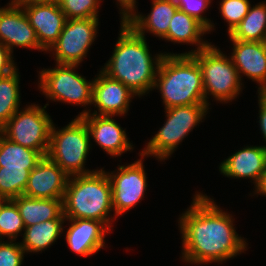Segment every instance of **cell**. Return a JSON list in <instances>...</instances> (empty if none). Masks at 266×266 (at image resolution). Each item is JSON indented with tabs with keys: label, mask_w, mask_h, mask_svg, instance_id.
<instances>
[{
	"label": "cell",
	"mask_w": 266,
	"mask_h": 266,
	"mask_svg": "<svg viewBox=\"0 0 266 266\" xmlns=\"http://www.w3.org/2000/svg\"><path fill=\"white\" fill-rule=\"evenodd\" d=\"M181 215L178 225L183 262L222 264L247 250L248 243L236 233L232 214L223 211L206 194L197 192Z\"/></svg>",
	"instance_id": "6da1fadb"
},
{
	"label": "cell",
	"mask_w": 266,
	"mask_h": 266,
	"mask_svg": "<svg viewBox=\"0 0 266 266\" xmlns=\"http://www.w3.org/2000/svg\"><path fill=\"white\" fill-rule=\"evenodd\" d=\"M120 34L112 56L101 71L111 79L120 81L136 96L142 97L154 90L157 70L164 54L152 56L146 37L138 35L121 21Z\"/></svg>",
	"instance_id": "7a4b0ae2"
},
{
	"label": "cell",
	"mask_w": 266,
	"mask_h": 266,
	"mask_svg": "<svg viewBox=\"0 0 266 266\" xmlns=\"http://www.w3.org/2000/svg\"><path fill=\"white\" fill-rule=\"evenodd\" d=\"M153 89L159 90L164 109L206 104L202 71L191 54H164Z\"/></svg>",
	"instance_id": "3957f363"
},
{
	"label": "cell",
	"mask_w": 266,
	"mask_h": 266,
	"mask_svg": "<svg viewBox=\"0 0 266 266\" xmlns=\"http://www.w3.org/2000/svg\"><path fill=\"white\" fill-rule=\"evenodd\" d=\"M103 169L69 176L63 198L65 218L98 220L112 229L111 222L116 219L110 217L113 210L112 186Z\"/></svg>",
	"instance_id": "277c9868"
},
{
	"label": "cell",
	"mask_w": 266,
	"mask_h": 266,
	"mask_svg": "<svg viewBox=\"0 0 266 266\" xmlns=\"http://www.w3.org/2000/svg\"><path fill=\"white\" fill-rule=\"evenodd\" d=\"M91 146L90 133L85 121L81 117H76L58 130L53 123L47 157L68 176L90 174L96 170L91 171L84 167Z\"/></svg>",
	"instance_id": "5b68a950"
},
{
	"label": "cell",
	"mask_w": 266,
	"mask_h": 266,
	"mask_svg": "<svg viewBox=\"0 0 266 266\" xmlns=\"http://www.w3.org/2000/svg\"><path fill=\"white\" fill-rule=\"evenodd\" d=\"M202 71L205 103L210 105L208 95L221 103L232 102L242 92V79L230 56L223 54L211 43L191 54Z\"/></svg>",
	"instance_id": "8992f818"
},
{
	"label": "cell",
	"mask_w": 266,
	"mask_h": 266,
	"mask_svg": "<svg viewBox=\"0 0 266 266\" xmlns=\"http://www.w3.org/2000/svg\"><path fill=\"white\" fill-rule=\"evenodd\" d=\"M207 104H194L176 106L165 109L166 121L153 136L141 153L145 156H153L159 161L171 156L178 145L189 135L197 124L206 117Z\"/></svg>",
	"instance_id": "52a82bcc"
},
{
	"label": "cell",
	"mask_w": 266,
	"mask_h": 266,
	"mask_svg": "<svg viewBox=\"0 0 266 266\" xmlns=\"http://www.w3.org/2000/svg\"><path fill=\"white\" fill-rule=\"evenodd\" d=\"M38 104L26 105L0 128V133L8 140L24 147L39 151L47 156L50 142V132L53 121L45 110Z\"/></svg>",
	"instance_id": "ba28073f"
},
{
	"label": "cell",
	"mask_w": 266,
	"mask_h": 266,
	"mask_svg": "<svg viewBox=\"0 0 266 266\" xmlns=\"http://www.w3.org/2000/svg\"><path fill=\"white\" fill-rule=\"evenodd\" d=\"M79 65L57 64L39 71L38 88L46 98L73 105L89 106L93 101V84L76 72Z\"/></svg>",
	"instance_id": "9c48e42d"
},
{
	"label": "cell",
	"mask_w": 266,
	"mask_h": 266,
	"mask_svg": "<svg viewBox=\"0 0 266 266\" xmlns=\"http://www.w3.org/2000/svg\"><path fill=\"white\" fill-rule=\"evenodd\" d=\"M99 18L67 19L57 42L51 47L57 64L80 65L93 44Z\"/></svg>",
	"instance_id": "30bf717a"
},
{
	"label": "cell",
	"mask_w": 266,
	"mask_h": 266,
	"mask_svg": "<svg viewBox=\"0 0 266 266\" xmlns=\"http://www.w3.org/2000/svg\"><path fill=\"white\" fill-rule=\"evenodd\" d=\"M138 161L129 165H118L116 171L106 172L112 186L113 215L120 216L137 205L146 191L147 177L143 165V155Z\"/></svg>",
	"instance_id": "8fae6325"
},
{
	"label": "cell",
	"mask_w": 266,
	"mask_h": 266,
	"mask_svg": "<svg viewBox=\"0 0 266 266\" xmlns=\"http://www.w3.org/2000/svg\"><path fill=\"white\" fill-rule=\"evenodd\" d=\"M7 4L0 8V43L12 53L14 47L44 51L21 5L16 0Z\"/></svg>",
	"instance_id": "7c38bea8"
},
{
	"label": "cell",
	"mask_w": 266,
	"mask_h": 266,
	"mask_svg": "<svg viewBox=\"0 0 266 266\" xmlns=\"http://www.w3.org/2000/svg\"><path fill=\"white\" fill-rule=\"evenodd\" d=\"M90 109L83 110L78 116L81 117L89 130L90 138L94 139L104 152L112 157L121 156L127 151H132V143L128 140L123 129L114 116L91 114Z\"/></svg>",
	"instance_id": "4fadbf2b"
},
{
	"label": "cell",
	"mask_w": 266,
	"mask_h": 266,
	"mask_svg": "<svg viewBox=\"0 0 266 266\" xmlns=\"http://www.w3.org/2000/svg\"><path fill=\"white\" fill-rule=\"evenodd\" d=\"M94 78L92 105L97 108L92 114L124 116L136 95L120 81L111 79L101 70Z\"/></svg>",
	"instance_id": "5bb4252c"
},
{
	"label": "cell",
	"mask_w": 266,
	"mask_h": 266,
	"mask_svg": "<svg viewBox=\"0 0 266 266\" xmlns=\"http://www.w3.org/2000/svg\"><path fill=\"white\" fill-rule=\"evenodd\" d=\"M19 4L34 28L41 48L48 52L57 42L67 20L59 4Z\"/></svg>",
	"instance_id": "9a60e30c"
},
{
	"label": "cell",
	"mask_w": 266,
	"mask_h": 266,
	"mask_svg": "<svg viewBox=\"0 0 266 266\" xmlns=\"http://www.w3.org/2000/svg\"><path fill=\"white\" fill-rule=\"evenodd\" d=\"M69 176L47 156L30 172L23 195L32 198L63 199Z\"/></svg>",
	"instance_id": "2e32d148"
},
{
	"label": "cell",
	"mask_w": 266,
	"mask_h": 266,
	"mask_svg": "<svg viewBox=\"0 0 266 266\" xmlns=\"http://www.w3.org/2000/svg\"><path fill=\"white\" fill-rule=\"evenodd\" d=\"M70 224L65 239L72 252L88 257L105 247V236L110 228L102 221L66 218Z\"/></svg>",
	"instance_id": "e0dca14e"
},
{
	"label": "cell",
	"mask_w": 266,
	"mask_h": 266,
	"mask_svg": "<svg viewBox=\"0 0 266 266\" xmlns=\"http://www.w3.org/2000/svg\"><path fill=\"white\" fill-rule=\"evenodd\" d=\"M233 52L230 56L240 79L241 74L259 84L258 92H266V45L264 42H251L230 39Z\"/></svg>",
	"instance_id": "ac0fdd59"
},
{
	"label": "cell",
	"mask_w": 266,
	"mask_h": 266,
	"mask_svg": "<svg viewBox=\"0 0 266 266\" xmlns=\"http://www.w3.org/2000/svg\"><path fill=\"white\" fill-rule=\"evenodd\" d=\"M234 153L221 162L219 171L225 177L250 178L256 186L266 170V146H246Z\"/></svg>",
	"instance_id": "d6986e66"
},
{
	"label": "cell",
	"mask_w": 266,
	"mask_h": 266,
	"mask_svg": "<svg viewBox=\"0 0 266 266\" xmlns=\"http://www.w3.org/2000/svg\"><path fill=\"white\" fill-rule=\"evenodd\" d=\"M151 8L147 16L133 12L124 22L142 37L149 32L163 39L168 34L169 23L178 5L175 0H152Z\"/></svg>",
	"instance_id": "ffe728a7"
},
{
	"label": "cell",
	"mask_w": 266,
	"mask_h": 266,
	"mask_svg": "<svg viewBox=\"0 0 266 266\" xmlns=\"http://www.w3.org/2000/svg\"><path fill=\"white\" fill-rule=\"evenodd\" d=\"M206 33H209L208 29L201 22L178 8L169 23L168 34L163 39L168 42H174V44H195V46L198 47L194 50L181 53L193 54L210 44L207 40L204 41L201 38V36Z\"/></svg>",
	"instance_id": "44dd1931"
},
{
	"label": "cell",
	"mask_w": 266,
	"mask_h": 266,
	"mask_svg": "<svg viewBox=\"0 0 266 266\" xmlns=\"http://www.w3.org/2000/svg\"><path fill=\"white\" fill-rule=\"evenodd\" d=\"M12 200L18 207L25 227L46 220L66 219L63 214V199L32 198L20 195Z\"/></svg>",
	"instance_id": "7402d4cb"
},
{
	"label": "cell",
	"mask_w": 266,
	"mask_h": 266,
	"mask_svg": "<svg viewBox=\"0 0 266 266\" xmlns=\"http://www.w3.org/2000/svg\"><path fill=\"white\" fill-rule=\"evenodd\" d=\"M65 219H52L40 222L24 229L21 247L26 253H38L51 247L63 233Z\"/></svg>",
	"instance_id": "603a6c76"
},
{
	"label": "cell",
	"mask_w": 266,
	"mask_h": 266,
	"mask_svg": "<svg viewBox=\"0 0 266 266\" xmlns=\"http://www.w3.org/2000/svg\"><path fill=\"white\" fill-rule=\"evenodd\" d=\"M44 156L37 150L16 144L0 133V167L4 169H33Z\"/></svg>",
	"instance_id": "cb8c5ba5"
},
{
	"label": "cell",
	"mask_w": 266,
	"mask_h": 266,
	"mask_svg": "<svg viewBox=\"0 0 266 266\" xmlns=\"http://www.w3.org/2000/svg\"><path fill=\"white\" fill-rule=\"evenodd\" d=\"M230 39L264 42L266 36V2L250 6L242 21L228 34Z\"/></svg>",
	"instance_id": "d4e9b609"
},
{
	"label": "cell",
	"mask_w": 266,
	"mask_h": 266,
	"mask_svg": "<svg viewBox=\"0 0 266 266\" xmlns=\"http://www.w3.org/2000/svg\"><path fill=\"white\" fill-rule=\"evenodd\" d=\"M19 84L18 68L11 74L0 77V128L21 109Z\"/></svg>",
	"instance_id": "484cf974"
},
{
	"label": "cell",
	"mask_w": 266,
	"mask_h": 266,
	"mask_svg": "<svg viewBox=\"0 0 266 266\" xmlns=\"http://www.w3.org/2000/svg\"><path fill=\"white\" fill-rule=\"evenodd\" d=\"M32 169L14 170L0 167V197L12 200L23 195Z\"/></svg>",
	"instance_id": "4316f807"
},
{
	"label": "cell",
	"mask_w": 266,
	"mask_h": 266,
	"mask_svg": "<svg viewBox=\"0 0 266 266\" xmlns=\"http://www.w3.org/2000/svg\"><path fill=\"white\" fill-rule=\"evenodd\" d=\"M24 229L25 225L15 202L3 198L0 214V240L7 237L8 240L15 241Z\"/></svg>",
	"instance_id": "83f0119b"
},
{
	"label": "cell",
	"mask_w": 266,
	"mask_h": 266,
	"mask_svg": "<svg viewBox=\"0 0 266 266\" xmlns=\"http://www.w3.org/2000/svg\"><path fill=\"white\" fill-rule=\"evenodd\" d=\"M102 0H60L59 6L66 19L99 18Z\"/></svg>",
	"instance_id": "f1b7e54d"
},
{
	"label": "cell",
	"mask_w": 266,
	"mask_h": 266,
	"mask_svg": "<svg viewBox=\"0 0 266 266\" xmlns=\"http://www.w3.org/2000/svg\"><path fill=\"white\" fill-rule=\"evenodd\" d=\"M219 11L228 23V34L242 21L251 6L249 0H221Z\"/></svg>",
	"instance_id": "f546056e"
},
{
	"label": "cell",
	"mask_w": 266,
	"mask_h": 266,
	"mask_svg": "<svg viewBox=\"0 0 266 266\" xmlns=\"http://www.w3.org/2000/svg\"><path fill=\"white\" fill-rule=\"evenodd\" d=\"M212 0H175L178 8L187 13L189 16L196 18L207 29L208 32L214 30V23L211 22L203 13L208 10Z\"/></svg>",
	"instance_id": "4dcf8cb0"
},
{
	"label": "cell",
	"mask_w": 266,
	"mask_h": 266,
	"mask_svg": "<svg viewBox=\"0 0 266 266\" xmlns=\"http://www.w3.org/2000/svg\"><path fill=\"white\" fill-rule=\"evenodd\" d=\"M24 254L26 252L20 242L0 240V266H21Z\"/></svg>",
	"instance_id": "1f68e13d"
},
{
	"label": "cell",
	"mask_w": 266,
	"mask_h": 266,
	"mask_svg": "<svg viewBox=\"0 0 266 266\" xmlns=\"http://www.w3.org/2000/svg\"><path fill=\"white\" fill-rule=\"evenodd\" d=\"M12 52L0 43V77L7 76L17 69Z\"/></svg>",
	"instance_id": "d6a6232c"
},
{
	"label": "cell",
	"mask_w": 266,
	"mask_h": 266,
	"mask_svg": "<svg viewBox=\"0 0 266 266\" xmlns=\"http://www.w3.org/2000/svg\"><path fill=\"white\" fill-rule=\"evenodd\" d=\"M258 104H259L258 119H259L260 130L266 142V92H258Z\"/></svg>",
	"instance_id": "836d02e7"
},
{
	"label": "cell",
	"mask_w": 266,
	"mask_h": 266,
	"mask_svg": "<svg viewBox=\"0 0 266 266\" xmlns=\"http://www.w3.org/2000/svg\"><path fill=\"white\" fill-rule=\"evenodd\" d=\"M136 3V0H117V4H119V6L121 7L119 8V10L121 11V21H124L133 12H136Z\"/></svg>",
	"instance_id": "e575fe53"
},
{
	"label": "cell",
	"mask_w": 266,
	"mask_h": 266,
	"mask_svg": "<svg viewBox=\"0 0 266 266\" xmlns=\"http://www.w3.org/2000/svg\"><path fill=\"white\" fill-rule=\"evenodd\" d=\"M254 194L266 196V170L262 174L259 183L255 186Z\"/></svg>",
	"instance_id": "d590c367"
},
{
	"label": "cell",
	"mask_w": 266,
	"mask_h": 266,
	"mask_svg": "<svg viewBox=\"0 0 266 266\" xmlns=\"http://www.w3.org/2000/svg\"><path fill=\"white\" fill-rule=\"evenodd\" d=\"M18 3L59 4L60 0H16Z\"/></svg>",
	"instance_id": "8d00e7d4"
},
{
	"label": "cell",
	"mask_w": 266,
	"mask_h": 266,
	"mask_svg": "<svg viewBox=\"0 0 266 266\" xmlns=\"http://www.w3.org/2000/svg\"><path fill=\"white\" fill-rule=\"evenodd\" d=\"M3 207V198L0 197V214H1V208Z\"/></svg>",
	"instance_id": "74e56055"
}]
</instances>
